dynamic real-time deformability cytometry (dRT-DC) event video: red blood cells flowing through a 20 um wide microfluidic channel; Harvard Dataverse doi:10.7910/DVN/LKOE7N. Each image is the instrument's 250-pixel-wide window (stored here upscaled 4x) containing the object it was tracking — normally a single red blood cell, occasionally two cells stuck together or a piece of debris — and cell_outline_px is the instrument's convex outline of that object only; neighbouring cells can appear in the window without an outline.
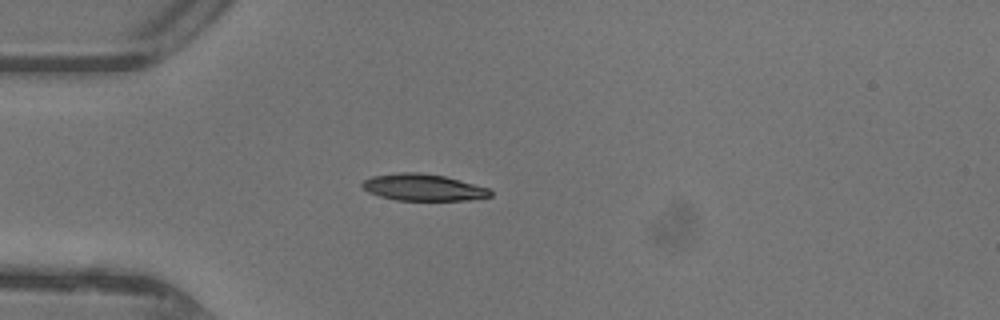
{"species": "common noctule bat (a hibernating species)", "species_latin": "Nyctalus noctula", "temperature_condition": "warm", "stored_images_in_passage": 35, "camera_frame_rate_fps": 3000, "um_per_image_px": 0.085, "animal": {"sex": "female"}, "frame": {"image": 1, "passage_image": 1, "time_ms": 0.0, "image_size_px": [1000, 320], "cell_outline_px": [[492, 196], [468, 200], [396, 200], [380, 196], [368, 192], [360, 184], [364, 180], [372, 176], [400, 172], [420, 172], [444, 176], [460, 180], [488, 188], [492, 192]], "centroid_in_image_um": [35.96, 15.92], "position_along_channel_um": 49.0, "area_um2": 19.88}}
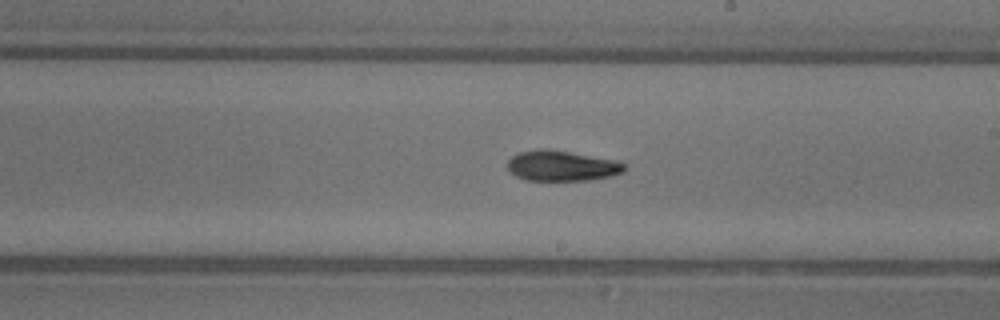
{"frame": {"image": 2, "passage_image": 15, "time_ms": 4.667, "image_size_px": [1000, 320], "cell_outline_px": [[624, 172], [612, 176], [588, 180], [524, 180], [516, 176], [508, 168], [508, 160], [512, 156], [520, 152], [540, 148], [548, 148], [620, 160], [624, 164]], "centroid_in_image_um": [47.78, 14.08], "position_along_channel_um": 241.2, "area_um2": 20.92}}
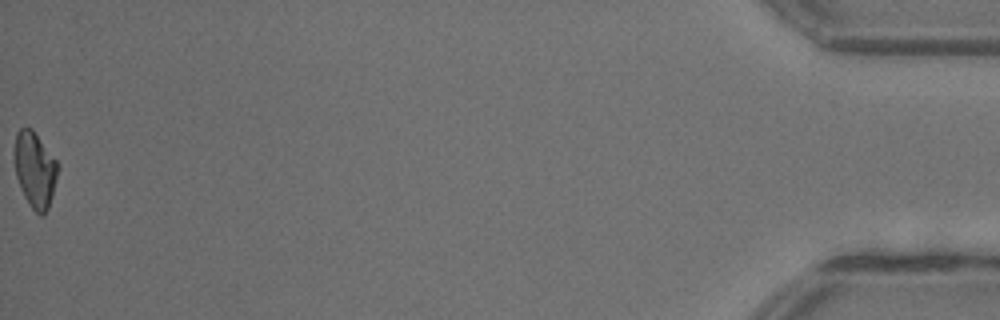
{"frame": {"image": 3, "passage_image": 35, "time_ms": 11.333, "image_size_px": [1000, 320], "cell_outline_px": [[60, 168], [52, 196], [48, 208], [44, 216], [40, 216], [28, 204], [20, 188], [16, 176], [12, 156], [16, 132], [20, 128], [32, 128], [60, 164]], "centroid_in_image_um": [2.96, 14.41], "position_along_channel_um": 432.2, "area_um2": 19.77}, "authors_computed_cell_mechanics": {"area_um2": 20.1722, "velocity_mm_per_s": 4.4247, "shape_relaxation_time_tau1_ms": 3.782, "shape_relaxation_time_tau2_ms": 3.1851, "deformation_change_tau1": 0.1425, "deformation_change_tau2": 0.102}}